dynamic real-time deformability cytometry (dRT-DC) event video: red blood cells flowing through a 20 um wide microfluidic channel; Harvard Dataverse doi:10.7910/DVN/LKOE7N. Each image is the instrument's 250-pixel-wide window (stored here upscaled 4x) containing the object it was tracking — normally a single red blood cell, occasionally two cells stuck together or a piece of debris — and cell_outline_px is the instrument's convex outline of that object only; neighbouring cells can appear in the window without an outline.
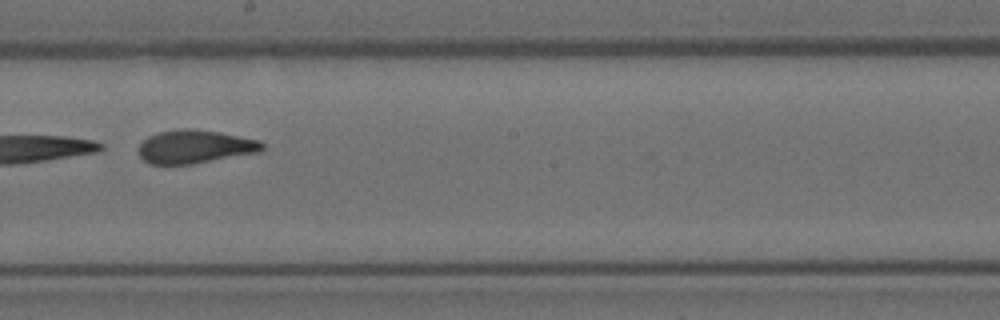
{"species": "Egyptian fruit bat (a non-hibernating species)", "species_latin": "Rousettus aegyptiacus", "temperature_condition": "room temperature", "stored_images_in_passage": 11, "camera_frame_rate_fps": 3000, "um_per_image_px": 0.085, "animal": {"sex": "female"}, "frame": {"image": 1, "passage_image": 8, "time_ms": 2.333, "image_size_px": [1000, 320], "cell_outline_px": [[264, 148], [260, 152], [192, 164], [152, 164], [144, 160], [140, 156], [140, 144], [148, 136], [160, 132], [180, 128], [192, 128], [220, 132], [260, 140], [264, 144]], "centroid_in_image_um": [16.61, 12.46], "position_along_channel_um": 231.6, "area_um2": 23.99}}
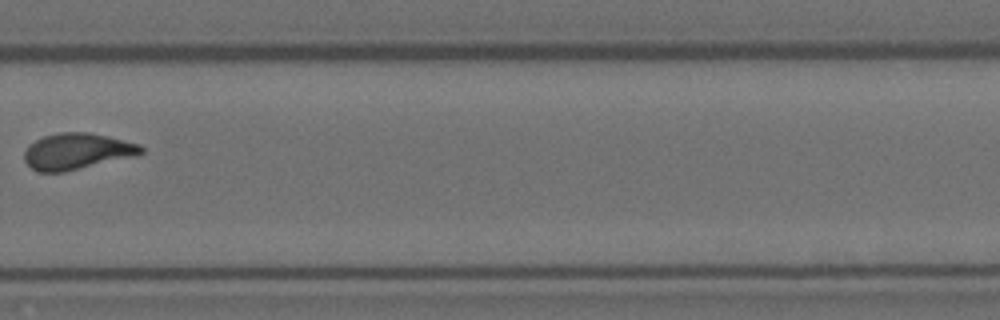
{"frame": {"image": 2, "passage_image": 10, "time_ms": 3.0, "image_size_px": [1000, 320], "cell_outline_px": [[144, 152], [136, 156], [64, 172], [36, 172], [24, 160], [24, 152], [36, 140], [44, 136], [60, 132], [88, 132], [108, 136], [140, 144], [144, 148]], "centroid_in_image_um": [6.58, 12.87], "position_along_channel_um": 323.2, "area_um2": 24.62}}
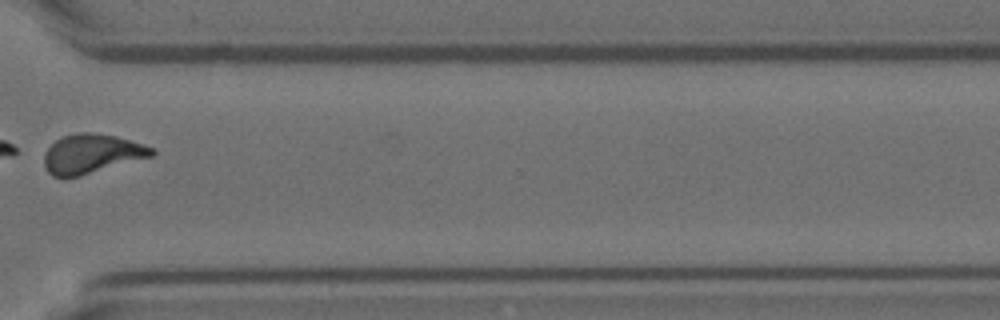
{"frame": {"image": 3, "passage_image": 11, "time_ms": 3.333, "image_size_px": [1000, 320], "cell_outline_px": [[156, 152], [152, 156], [80, 176], [52, 176], [48, 172], [44, 164], [44, 152], [56, 140], [64, 136], [76, 132], [92, 132], [116, 136], [144, 144], [156, 148]], "centroid_in_image_um": [7.81, 13.05], "position_along_channel_um": 362.8, "area_um2": 24.57}}